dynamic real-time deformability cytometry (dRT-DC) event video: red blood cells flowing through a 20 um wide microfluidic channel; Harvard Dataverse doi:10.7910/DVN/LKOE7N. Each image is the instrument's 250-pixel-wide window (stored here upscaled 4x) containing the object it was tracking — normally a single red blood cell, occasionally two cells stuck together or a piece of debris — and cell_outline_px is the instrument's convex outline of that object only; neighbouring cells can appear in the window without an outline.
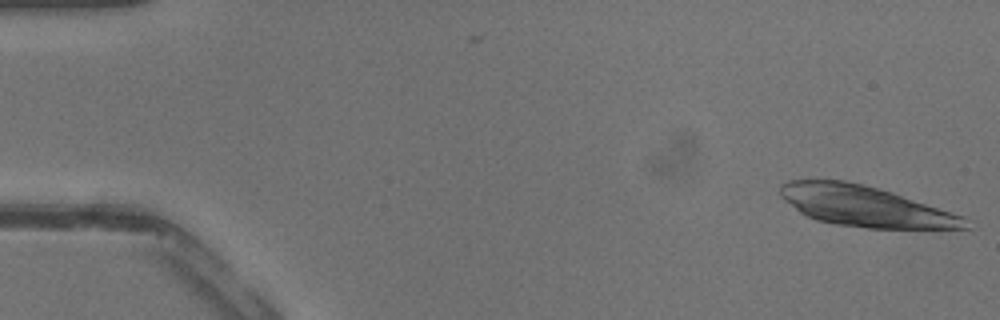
{"species": "common noctule bat (a hibernating species)", "species_latin": "Nyctalus noctula", "temperature_condition": "warm", "stored_images_in_passage": 2, "camera_frame_rate_fps": 3000, "um_per_image_px": 0.085, "animal": {"sex": "male", "body_mass_g": 13.3}, "frame": {"image": 1, "passage_image": 2, "time_ms": 0.333, "image_size_px": [1000, 320], "cell_outline_px": [[972, 228], [868, 228], [836, 224], [816, 220], [800, 212], [784, 200], [780, 196], [780, 184], [788, 180], [844, 180], [892, 192], [964, 216], [968, 220]], "centroid_in_image_um": [73.52, 17.53], "position_along_channel_um": 11.5, "area_um2": 43.41}}